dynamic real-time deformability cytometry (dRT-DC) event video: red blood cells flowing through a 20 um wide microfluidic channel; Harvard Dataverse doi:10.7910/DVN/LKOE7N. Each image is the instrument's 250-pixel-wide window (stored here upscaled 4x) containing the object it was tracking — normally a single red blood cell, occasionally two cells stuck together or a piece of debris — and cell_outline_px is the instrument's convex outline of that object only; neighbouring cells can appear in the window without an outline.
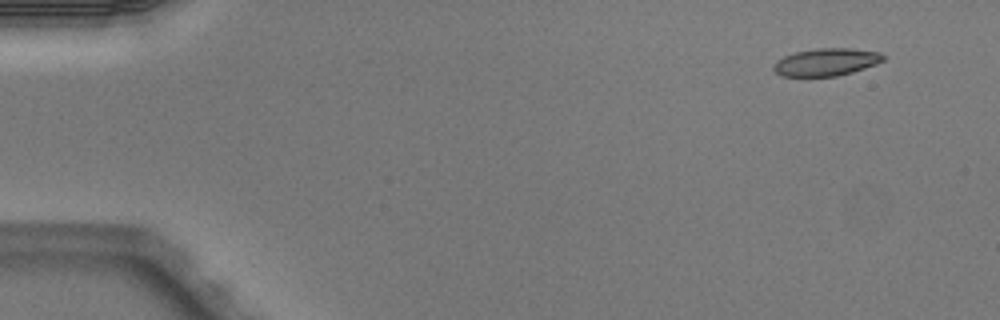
{"species": "Egyptian fruit bat (a non-hibernating species)", "species_latin": "Rousettus aegyptiacus", "temperature_condition": "warm", "stored_images_in_passage": 4, "camera_frame_rate_fps": 3000, "um_per_image_px": 0.085, "animal": {"sex": "male"}, "frame": {"image": 1, "passage_image": 1, "time_ms": 0.0, "image_size_px": [1000, 320], "cell_outline_px": [[884, 60], [876, 64], [852, 72], [836, 76], [780, 76], [772, 68], [772, 64], [776, 60], [784, 56], [796, 52], [816, 48], [848, 48], [880, 52], [884, 56]], "centroid_in_image_um": [70.2, 5.27], "position_along_channel_um": 14.8, "area_um2": 17.57}}